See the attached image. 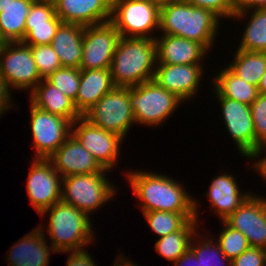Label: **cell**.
<instances>
[{
	"label": "cell",
	"instance_id": "1",
	"mask_svg": "<svg viewBox=\"0 0 266 266\" xmlns=\"http://www.w3.org/2000/svg\"><path fill=\"white\" fill-rule=\"evenodd\" d=\"M165 175L140 170L126 173L129 186L141 201L139 206L142 213L152 211L195 213L198 220L200 212L197 210V200L193 199L178 181Z\"/></svg>",
	"mask_w": 266,
	"mask_h": 266
},
{
	"label": "cell",
	"instance_id": "2",
	"mask_svg": "<svg viewBox=\"0 0 266 266\" xmlns=\"http://www.w3.org/2000/svg\"><path fill=\"white\" fill-rule=\"evenodd\" d=\"M219 20L209 9L178 0L160 9L159 30L198 42L209 50L218 35Z\"/></svg>",
	"mask_w": 266,
	"mask_h": 266
},
{
	"label": "cell",
	"instance_id": "3",
	"mask_svg": "<svg viewBox=\"0 0 266 266\" xmlns=\"http://www.w3.org/2000/svg\"><path fill=\"white\" fill-rule=\"evenodd\" d=\"M156 65L154 39L120 37L110 66L114 86L133 87L151 81Z\"/></svg>",
	"mask_w": 266,
	"mask_h": 266
},
{
	"label": "cell",
	"instance_id": "4",
	"mask_svg": "<svg viewBox=\"0 0 266 266\" xmlns=\"http://www.w3.org/2000/svg\"><path fill=\"white\" fill-rule=\"evenodd\" d=\"M47 212L49 221L46 230L52 240L50 247L56 253L83 250L95 240L92 219L85 212L63 201L56 202L40 215L44 217Z\"/></svg>",
	"mask_w": 266,
	"mask_h": 266
},
{
	"label": "cell",
	"instance_id": "5",
	"mask_svg": "<svg viewBox=\"0 0 266 266\" xmlns=\"http://www.w3.org/2000/svg\"><path fill=\"white\" fill-rule=\"evenodd\" d=\"M106 169L94 174L70 175L62 179L61 201L85 212L89 217L93 211L105 205L116 194L113 183L106 178Z\"/></svg>",
	"mask_w": 266,
	"mask_h": 266
},
{
	"label": "cell",
	"instance_id": "6",
	"mask_svg": "<svg viewBox=\"0 0 266 266\" xmlns=\"http://www.w3.org/2000/svg\"><path fill=\"white\" fill-rule=\"evenodd\" d=\"M129 100L135 123L150 127L161 125L183 102L154 80L129 87Z\"/></svg>",
	"mask_w": 266,
	"mask_h": 266
},
{
	"label": "cell",
	"instance_id": "7",
	"mask_svg": "<svg viewBox=\"0 0 266 266\" xmlns=\"http://www.w3.org/2000/svg\"><path fill=\"white\" fill-rule=\"evenodd\" d=\"M159 19L160 9L149 0H112L110 22L120 37L155 39Z\"/></svg>",
	"mask_w": 266,
	"mask_h": 266
},
{
	"label": "cell",
	"instance_id": "8",
	"mask_svg": "<svg viewBox=\"0 0 266 266\" xmlns=\"http://www.w3.org/2000/svg\"><path fill=\"white\" fill-rule=\"evenodd\" d=\"M83 117L94 126L126 139L127 132L135 123L129 100V87H114Z\"/></svg>",
	"mask_w": 266,
	"mask_h": 266
},
{
	"label": "cell",
	"instance_id": "9",
	"mask_svg": "<svg viewBox=\"0 0 266 266\" xmlns=\"http://www.w3.org/2000/svg\"><path fill=\"white\" fill-rule=\"evenodd\" d=\"M0 76L11 89L29 90L41 82L31 47L23 42L2 43L0 48Z\"/></svg>",
	"mask_w": 266,
	"mask_h": 266
},
{
	"label": "cell",
	"instance_id": "10",
	"mask_svg": "<svg viewBox=\"0 0 266 266\" xmlns=\"http://www.w3.org/2000/svg\"><path fill=\"white\" fill-rule=\"evenodd\" d=\"M30 104L34 157L48 159L71 135L72 122Z\"/></svg>",
	"mask_w": 266,
	"mask_h": 266
},
{
	"label": "cell",
	"instance_id": "11",
	"mask_svg": "<svg viewBox=\"0 0 266 266\" xmlns=\"http://www.w3.org/2000/svg\"><path fill=\"white\" fill-rule=\"evenodd\" d=\"M71 134L103 169H114L113 166L119 161L120 145L124 141L121 136L94 126L83 116L72 123Z\"/></svg>",
	"mask_w": 266,
	"mask_h": 266
},
{
	"label": "cell",
	"instance_id": "12",
	"mask_svg": "<svg viewBox=\"0 0 266 266\" xmlns=\"http://www.w3.org/2000/svg\"><path fill=\"white\" fill-rule=\"evenodd\" d=\"M120 34L109 21L84 26L80 69H110Z\"/></svg>",
	"mask_w": 266,
	"mask_h": 266
},
{
	"label": "cell",
	"instance_id": "13",
	"mask_svg": "<svg viewBox=\"0 0 266 266\" xmlns=\"http://www.w3.org/2000/svg\"><path fill=\"white\" fill-rule=\"evenodd\" d=\"M31 163L26 190L31 205L41 214L61 201L63 178L49 159L35 158Z\"/></svg>",
	"mask_w": 266,
	"mask_h": 266
},
{
	"label": "cell",
	"instance_id": "14",
	"mask_svg": "<svg viewBox=\"0 0 266 266\" xmlns=\"http://www.w3.org/2000/svg\"><path fill=\"white\" fill-rule=\"evenodd\" d=\"M213 93L220 102L222 119L231 139L234 140L241 156L250 157L256 151V134L250 105Z\"/></svg>",
	"mask_w": 266,
	"mask_h": 266
},
{
	"label": "cell",
	"instance_id": "15",
	"mask_svg": "<svg viewBox=\"0 0 266 266\" xmlns=\"http://www.w3.org/2000/svg\"><path fill=\"white\" fill-rule=\"evenodd\" d=\"M227 225L244 234L251 247L266 249V198L251 194L225 220Z\"/></svg>",
	"mask_w": 266,
	"mask_h": 266
},
{
	"label": "cell",
	"instance_id": "16",
	"mask_svg": "<svg viewBox=\"0 0 266 266\" xmlns=\"http://www.w3.org/2000/svg\"><path fill=\"white\" fill-rule=\"evenodd\" d=\"M203 71L202 64H157L153 80L183 102H188L200 88Z\"/></svg>",
	"mask_w": 266,
	"mask_h": 266
},
{
	"label": "cell",
	"instance_id": "17",
	"mask_svg": "<svg viewBox=\"0 0 266 266\" xmlns=\"http://www.w3.org/2000/svg\"><path fill=\"white\" fill-rule=\"evenodd\" d=\"M63 21L56 15L53 0H35L25 22L23 43L28 46L51 44Z\"/></svg>",
	"mask_w": 266,
	"mask_h": 266
},
{
	"label": "cell",
	"instance_id": "18",
	"mask_svg": "<svg viewBox=\"0 0 266 266\" xmlns=\"http://www.w3.org/2000/svg\"><path fill=\"white\" fill-rule=\"evenodd\" d=\"M48 159L62 178L103 170L93 155L72 134Z\"/></svg>",
	"mask_w": 266,
	"mask_h": 266
},
{
	"label": "cell",
	"instance_id": "19",
	"mask_svg": "<svg viewBox=\"0 0 266 266\" xmlns=\"http://www.w3.org/2000/svg\"><path fill=\"white\" fill-rule=\"evenodd\" d=\"M63 23L98 25L111 20L112 0H53Z\"/></svg>",
	"mask_w": 266,
	"mask_h": 266
},
{
	"label": "cell",
	"instance_id": "20",
	"mask_svg": "<svg viewBox=\"0 0 266 266\" xmlns=\"http://www.w3.org/2000/svg\"><path fill=\"white\" fill-rule=\"evenodd\" d=\"M44 226H38L32 232L24 235L23 238L15 242L7 252L9 266H48L50 254L56 251L47 244L45 239ZM52 251V252H51ZM9 253V254H8Z\"/></svg>",
	"mask_w": 266,
	"mask_h": 266
},
{
	"label": "cell",
	"instance_id": "21",
	"mask_svg": "<svg viewBox=\"0 0 266 266\" xmlns=\"http://www.w3.org/2000/svg\"><path fill=\"white\" fill-rule=\"evenodd\" d=\"M154 40L157 64H201L208 53L202 44L180 36L163 34Z\"/></svg>",
	"mask_w": 266,
	"mask_h": 266
},
{
	"label": "cell",
	"instance_id": "22",
	"mask_svg": "<svg viewBox=\"0 0 266 266\" xmlns=\"http://www.w3.org/2000/svg\"><path fill=\"white\" fill-rule=\"evenodd\" d=\"M230 174V175H229ZM223 173L212 179L206 194L213 211L220 220H225L251 195L250 192L241 193L235 177L231 173Z\"/></svg>",
	"mask_w": 266,
	"mask_h": 266
},
{
	"label": "cell",
	"instance_id": "23",
	"mask_svg": "<svg viewBox=\"0 0 266 266\" xmlns=\"http://www.w3.org/2000/svg\"><path fill=\"white\" fill-rule=\"evenodd\" d=\"M114 87L110 69H80V85L74 101L76 109L83 116Z\"/></svg>",
	"mask_w": 266,
	"mask_h": 266
},
{
	"label": "cell",
	"instance_id": "24",
	"mask_svg": "<svg viewBox=\"0 0 266 266\" xmlns=\"http://www.w3.org/2000/svg\"><path fill=\"white\" fill-rule=\"evenodd\" d=\"M30 95L31 103L48 113L64 117L72 123L82 117L74 101L46 79H42Z\"/></svg>",
	"mask_w": 266,
	"mask_h": 266
},
{
	"label": "cell",
	"instance_id": "25",
	"mask_svg": "<svg viewBox=\"0 0 266 266\" xmlns=\"http://www.w3.org/2000/svg\"><path fill=\"white\" fill-rule=\"evenodd\" d=\"M84 26L62 23L52 38L51 46L62 67L79 68L82 58Z\"/></svg>",
	"mask_w": 266,
	"mask_h": 266
},
{
	"label": "cell",
	"instance_id": "26",
	"mask_svg": "<svg viewBox=\"0 0 266 266\" xmlns=\"http://www.w3.org/2000/svg\"><path fill=\"white\" fill-rule=\"evenodd\" d=\"M35 0H15L7 6H0V40L22 42L25 37V22Z\"/></svg>",
	"mask_w": 266,
	"mask_h": 266
},
{
	"label": "cell",
	"instance_id": "27",
	"mask_svg": "<svg viewBox=\"0 0 266 266\" xmlns=\"http://www.w3.org/2000/svg\"><path fill=\"white\" fill-rule=\"evenodd\" d=\"M213 78V90L220 96L251 105L258 97V87L233 74L227 67L221 68Z\"/></svg>",
	"mask_w": 266,
	"mask_h": 266
},
{
	"label": "cell",
	"instance_id": "28",
	"mask_svg": "<svg viewBox=\"0 0 266 266\" xmlns=\"http://www.w3.org/2000/svg\"><path fill=\"white\" fill-rule=\"evenodd\" d=\"M236 50L234 60L227 68L237 77L258 87L266 72V52Z\"/></svg>",
	"mask_w": 266,
	"mask_h": 266
},
{
	"label": "cell",
	"instance_id": "29",
	"mask_svg": "<svg viewBox=\"0 0 266 266\" xmlns=\"http://www.w3.org/2000/svg\"><path fill=\"white\" fill-rule=\"evenodd\" d=\"M237 11L232 18H244L250 13L248 25L244 29L238 49L246 51L266 52V9ZM248 11V12H247Z\"/></svg>",
	"mask_w": 266,
	"mask_h": 266
},
{
	"label": "cell",
	"instance_id": "30",
	"mask_svg": "<svg viewBox=\"0 0 266 266\" xmlns=\"http://www.w3.org/2000/svg\"><path fill=\"white\" fill-rule=\"evenodd\" d=\"M199 220H189L179 231L158 238L155 249L158 254L173 263L190 249L193 236L198 231Z\"/></svg>",
	"mask_w": 266,
	"mask_h": 266
},
{
	"label": "cell",
	"instance_id": "31",
	"mask_svg": "<svg viewBox=\"0 0 266 266\" xmlns=\"http://www.w3.org/2000/svg\"><path fill=\"white\" fill-rule=\"evenodd\" d=\"M143 214L150 229L159 238L179 231L189 220H196L195 213L152 211Z\"/></svg>",
	"mask_w": 266,
	"mask_h": 266
},
{
	"label": "cell",
	"instance_id": "32",
	"mask_svg": "<svg viewBox=\"0 0 266 266\" xmlns=\"http://www.w3.org/2000/svg\"><path fill=\"white\" fill-rule=\"evenodd\" d=\"M199 236L200 235L198 232L193 236L192 240L194 242L195 241L199 242L194 243L191 240L190 250L195 254L201 266H232L231 260H229L224 255V253L219 248V245L216 244L215 240L211 238L209 239L208 238L209 236L206 237V235L205 236L202 235V237H204L203 240L202 237L200 238Z\"/></svg>",
	"mask_w": 266,
	"mask_h": 266
},
{
	"label": "cell",
	"instance_id": "33",
	"mask_svg": "<svg viewBox=\"0 0 266 266\" xmlns=\"http://www.w3.org/2000/svg\"><path fill=\"white\" fill-rule=\"evenodd\" d=\"M222 222L224 228L221 230V233L219 232L218 241H216V243L219 245L224 255L232 261L247 250L250 245L243 233L233 229L224 221Z\"/></svg>",
	"mask_w": 266,
	"mask_h": 266
},
{
	"label": "cell",
	"instance_id": "34",
	"mask_svg": "<svg viewBox=\"0 0 266 266\" xmlns=\"http://www.w3.org/2000/svg\"><path fill=\"white\" fill-rule=\"evenodd\" d=\"M46 80L61 90L67 97L76 100L80 85V68L61 67Z\"/></svg>",
	"mask_w": 266,
	"mask_h": 266
},
{
	"label": "cell",
	"instance_id": "35",
	"mask_svg": "<svg viewBox=\"0 0 266 266\" xmlns=\"http://www.w3.org/2000/svg\"><path fill=\"white\" fill-rule=\"evenodd\" d=\"M30 47L38 73L42 79H46L49 75L62 67L58 55L50 44Z\"/></svg>",
	"mask_w": 266,
	"mask_h": 266
},
{
	"label": "cell",
	"instance_id": "36",
	"mask_svg": "<svg viewBox=\"0 0 266 266\" xmlns=\"http://www.w3.org/2000/svg\"><path fill=\"white\" fill-rule=\"evenodd\" d=\"M256 134V150L266 146V95L260 94L250 105Z\"/></svg>",
	"mask_w": 266,
	"mask_h": 266
},
{
	"label": "cell",
	"instance_id": "37",
	"mask_svg": "<svg viewBox=\"0 0 266 266\" xmlns=\"http://www.w3.org/2000/svg\"><path fill=\"white\" fill-rule=\"evenodd\" d=\"M193 6L211 10L219 18H232L237 12L235 0H183Z\"/></svg>",
	"mask_w": 266,
	"mask_h": 266
},
{
	"label": "cell",
	"instance_id": "38",
	"mask_svg": "<svg viewBox=\"0 0 266 266\" xmlns=\"http://www.w3.org/2000/svg\"><path fill=\"white\" fill-rule=\"evenodd\" d=\"M231 263L232 266H266V249L250 246Z\"/></svg>",
	"mask_w": 266,
	"mask_h": 266
},
{
	"label": "cell",
	"instance_id": "39",
	"mask_svg": "<svg viewBox=\"0 0 266 266\" xmlns=\"http://www.w3.org/2000/svg\"><path fill=\"white\" fill-rule=\"evenodd\" d=\"M68 253L67 265L66 266H97L94 263V259L89 255L86 249L79 251H67Z\"/></svg>",
	"mask_w": 266,
	"mask_h": 266
},
{
	"label": "cell",
	"instance_id": "40",
	"mask_svg": "<svg viewBox=\"0 0 266 266\" xmlns=\"http://www.w3.org/2000/svg\"><path fill=\"white\" fill-rule=\"evenodd\" d=\"M10 90L12 89L9 88L8 84L0 76V116H2L6 110L12 109L15 105L13 104V100L11 101V92L13 91Z\"/></svg>",
	"mask_w": 266,
	"mask_h": 266
},
{
	"label": "cell",
	"instance_id": "41",
	"mask_svg": "<svg viewBox=\"0 0 266 266\" xmlns=\"http://www.w3.org/2000/svg\"><path fill=\"white\" fill-rule=\"evenodd\" d=\"M263 150L265 151L266 150V146H262L260 148H258L256 151H254L251 156L248 158L249 159H252V160H255V158L257 159L258 157H260L261 153L263 155ZM254 168L255 171L259 172V174H261V177L265 180L266 182V156H264L262 159H258V161H254Z\"/></svg>",
	"mask_w": 266,
	"mask_h": 266
},
{
	"label": "cell",
	"instance_id": "42",
	"mask_svg": "<svg viewBox=\"0 0 266 266\" xmlns=\"http://www.w3.org/2000/svg\"><path fill=\"white\" fill-rule=\"evenodd\" d=\"M237 11L266 9V0H235Z\"/></svg>",
	"mask_w": 266,
	"mask_h": 266
},
{
	"label": "cell",
	"instance_id": "43",
	"mask_svg": "<svg viewBox=\"0 0 266 266\" xmlns=\"http://www.w3.org/2000/svg\"><path fill=\"white\" fill-rule=\"evenodd\" d=\"M174 266H201L195 254L189 249L177 261Z\"/></svg>",
	"mask_w": 266,
	"mask_h": 266
},
{
	"label": "cell",
	"instance_id": "44",
	"mask_svg": "<svg viewBox=\"0 0 266 266\" xmlns=\"http://www.w3.org/2000/svg\"><path fill=\"white\" fill-rule=\"evenodd\" d=\"M125 256H122V254L120 256H118V259L115 260L114 265L113 266H138L137 263H133L131 260L129 261L128 258L126 259Z\"/></svg>",
	"mask_w": 266,
	"mask_h": 266
},
{
	"label": "cell",
	"instance_id": "45",
	"mask_svg": "<svg viewBox=\"0 0 266 266\" xmlns=\"http://www.w3.org/2000/svg\"><path fill=\"white\" fill-rule=\"evenodd\" d=\"M152 4L156 5L159 9L164 6L169 5L170 3L176 2L178 0H149Z\"/></svg>",
	"mask_w": 266,
	"mask_h": 266
},
{
	"label": "cell",
	"instance_id": "46",
	"mask_svg": "<svg viewBox=\"0 0 266 266\" xmlns=\"http://www.w3.org/2000/svg\"><path fill=\"white\" fill-rule=\"evenodd\" d=\"M258 92L260 94L266 95V72L263 74L260 83L258 85Z\"/></svg>",
	"mask_w": 266,
	"mask_h": 266
},
{
	"label": "cell",
	"instance_id": "47",
	"mask_svg": "<svg viewBox=\"0 0 266 266\" xmlns=\"http://www.w3.org/2000/svg\"><path fill=\"white\" fill-rule=\"evenodd\" d=\"M15 0H0V6H7L8 4L13 3Z\"/></svg>",
	"mask_w": 266,
	"mask_h": 266
}]
</instances>
